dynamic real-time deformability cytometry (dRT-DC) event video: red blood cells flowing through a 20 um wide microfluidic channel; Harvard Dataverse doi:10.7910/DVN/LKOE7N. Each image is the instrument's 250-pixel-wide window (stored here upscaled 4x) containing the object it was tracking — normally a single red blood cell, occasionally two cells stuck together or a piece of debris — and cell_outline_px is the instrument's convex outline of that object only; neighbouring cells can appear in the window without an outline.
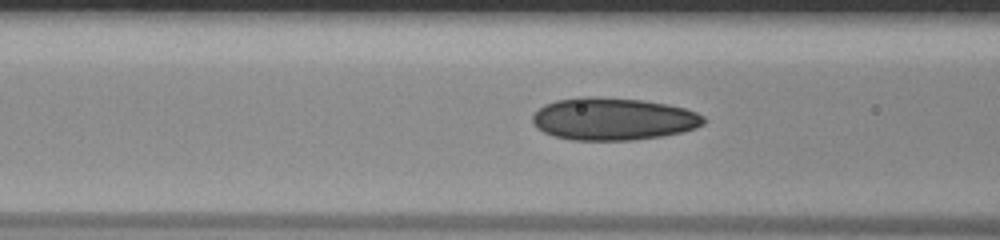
{"species": "human", "species_latin": "Homo sapiens", "temperature_condition": "room temperature", "stored_images_in_passage": 37, "camera_frame_rate_fps": 3000, "um_per_image_px": 0.085, "donor": {"sex": "male"}, "frame": {"image": 1, "passage_image": 15, "time_ms": 4.667, "image_size_px": [1000, 240], "cell_outline_px": [[708, 120], [704, 124], [696, 128], [684, 132], [660, 136], [632, 140], [572, 140], [552, 136], [536, 128], [532, 120], [532, 116], [544, 104], [556, 100], [580, 96], [596, 96], [644, 100], [668, 104], [684, 108], [696, 112], [704, 116]], "centroid_in_image_um": [52.13, 10.1], "position_along_channel_um": 114.5, "area_um2": 42.77}}
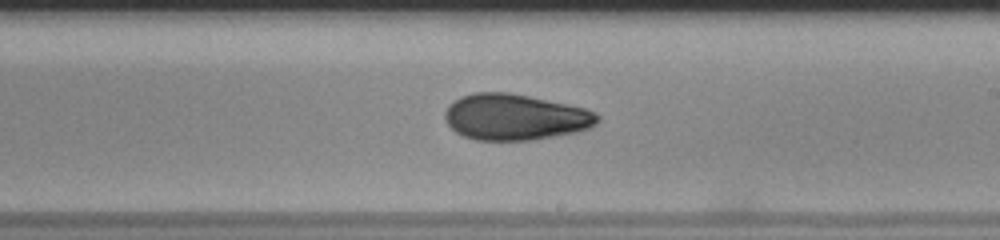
{"frame": {"image": 2, "passage_image": 25, "time_ms": 8.0, "image_size_px": [1000, 240], "cell_outline_px": [[600, 120], [596, 124], [588, 128], [576, 132], [532, 140], [476, 140], [464, 136], [456, 132], [448, 124], [444, 116], [444, 112], [448, 104], [460, 96], [476, 92], [508, 92], [568, 104], [584, 108], [596, 112], [600, 116]], "centroid_in_image_um": [43.77, 9.94], "position_along_channel_um": 245.2, "area_um2": 41.04}}
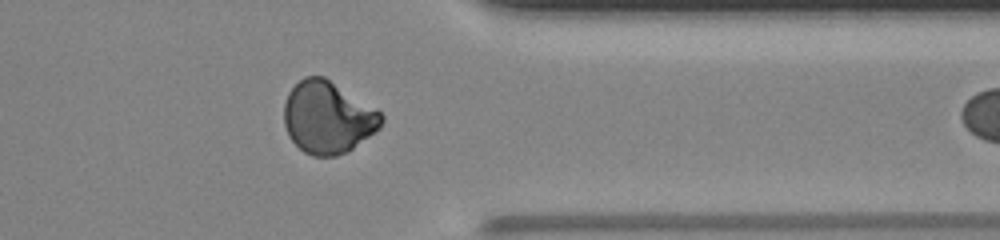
{"frame": {"image": 3, "passage_image": 36, "time_ms": 11.667, "image_size_px": [1000, 240], "cell_outline_px": [[384, 120], [380, 128], [348, 152], [336, 156], [312, 156], [304, 152], [288, 136], [284, 124], [284, 104], [288, 92], [304, 76], [324, 76], [376, 108], [384, 116]], "centroid_in_image_um": [27.87, 9.98], "position_along_channel_um": 383.5, "area_um2": 41.1}}